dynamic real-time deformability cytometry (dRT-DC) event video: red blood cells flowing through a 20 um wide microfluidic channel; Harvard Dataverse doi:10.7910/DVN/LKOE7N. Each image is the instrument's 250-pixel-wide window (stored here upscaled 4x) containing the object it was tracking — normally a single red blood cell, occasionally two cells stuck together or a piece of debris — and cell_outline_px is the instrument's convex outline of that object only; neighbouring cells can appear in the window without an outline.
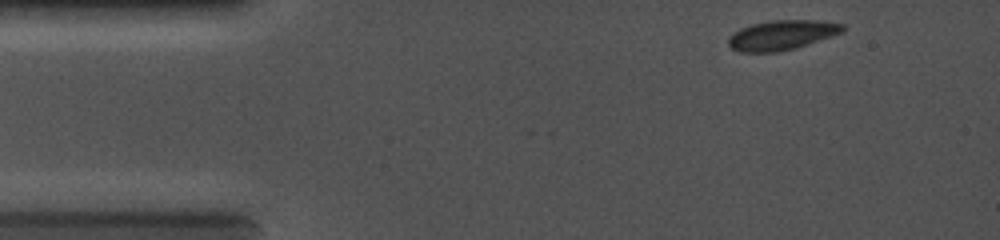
{"species": "common noctule bat (a hibernating species)", "species_latin": "Nyctalus noctula", "temperature_condition": "cold", "stored_images_in_passage": 27, "camera_frame_rate_fps": 5000, "um_per_image_px": 0.085, "animal": {"sex": "female", "body_mass_g": 19.0, "forearm_length_mm": 56.7}, "frame": {"image": 1, "passage_image": 1, "time_ms": 0.0, "image_size_px": [1000, 240], "cell_outline_px": [[844, 32], [796, 48], [776, 52], [740, 52], [732, 48], [728, 44], [728, 36], [732, 32], [740, 28], [752, 24], [772, 20], [816, 20], [844, 24]], "centroid_in_image_um": [66.43, 2.98], "position_along_channel_um": 18.6, "area_um2": 19.88}}
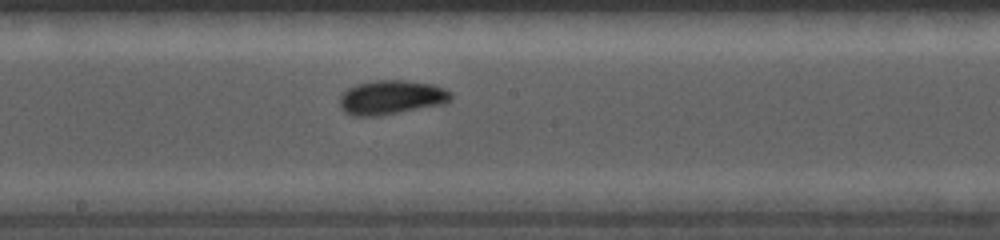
{"frame": {"image": 2, "passage_image": 14, "time_ms": 5.8, "image_size_px": [1000, 240], "cell_outline_px": [[452, 100], [444, 104], [380, 116], [352, 116], [344, 112], [340, 108], [340, 96], [348, 88], [356, 84], [376, 80], [404, 80], [432, 84], [444, 88], [452, 92]], "centroid_in_image_um": [33.27, 8.28], "position_along_channel_um": 214.9, "area_um2": 22.43}}
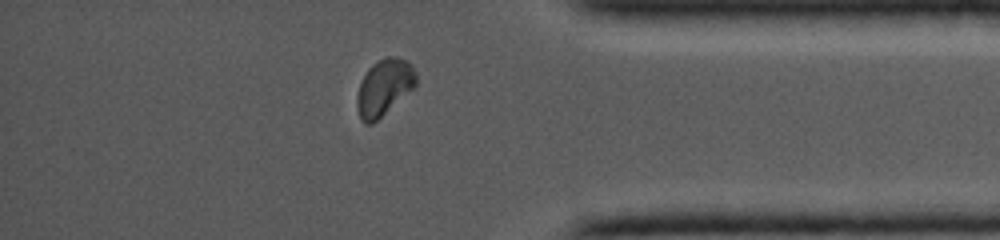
{"frame": {"image": 3, "passage_image": 24, "time_ms": 10.0, "image_size_px": [1000, 240], "cell_outline_px": [[416, 88], [372, 124], [364, 124], [360, 120], [356, 108], [356, 96], [360, 84], [368, 68], [372, 64], [384, 56], [396, 56], [412, 64], [416, 72]], "centroid_in_image_um": [32.66, 7.44], "position_along_channel_um": 402.5, "area_um2": 19.83}}